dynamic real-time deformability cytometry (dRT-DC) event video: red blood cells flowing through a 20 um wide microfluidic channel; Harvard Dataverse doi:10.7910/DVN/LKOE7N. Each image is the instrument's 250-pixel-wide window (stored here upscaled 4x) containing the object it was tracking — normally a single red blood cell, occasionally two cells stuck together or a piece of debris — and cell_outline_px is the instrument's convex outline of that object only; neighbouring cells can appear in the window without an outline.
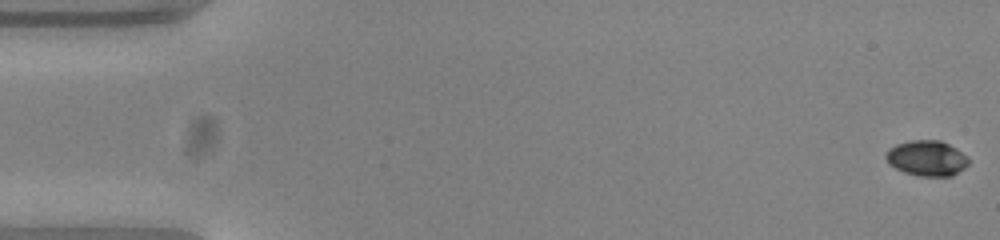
{"species": "common noctule bat (a hibernating species)", "species_latin": "Nyctalus noctula", "temperature_condition": "warm", "stored_images_in_passage": 54, "camera_frame_rate_fps": 3000, "um_per_image_px": 0.085, "animal": {"sex": "female", "body_mass_g": 23.0, "forearm_length_mm": 53.4}, "frame": {"image": 1, "passage_image": 1, "time_ms": 0.0, "image_size_px": [1000, 240], "cell_outline_px": [[968, 164], [964, 168], [952, 176], [920, 176], [904, 172], [888, 164], [884, 156], [888, 148], [896, 144], [912, 140], [940, 140], [956, 148], [968, 156]], "centroid_in_image_um": [78.76, 13.44], "position_along_channel_um": 6.2, "area_um2": 17.17}}
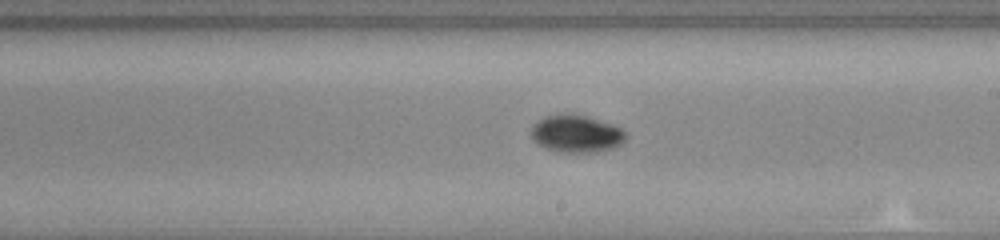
{"frame": {"image": 2, "passage_image": 31, "time_ms": 10.0, "image_size_px": [1000, 240], "cell_outline_px": [[628, 136], [616, 148], [596, 152], [560, 152], [548, 148], [532, 140], [532, 128], [544, 116], [572, 112], [588, 116], [612, 124], [620, 128]], "centroid_in_image_um": [49.03, 11.35], "position_along_channel_um": 240.0, "area_um2": 20.63}}
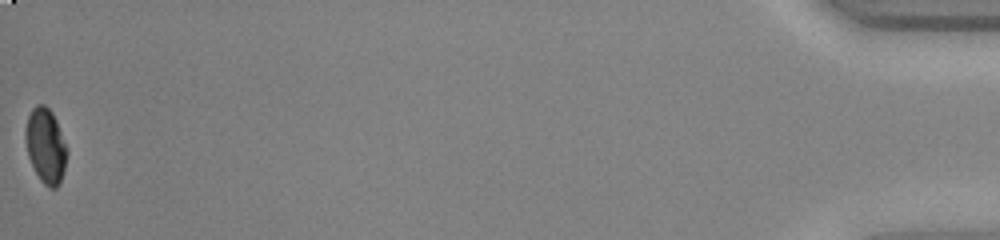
{"frame": {"image": 3, "passage_image": 54, "time_ms": 17.667, "image_size_px": [1000, 240], "cell_outline_px": [[68, 152], [64, 168], [60, 180], [56, 188], [48, 188], [40, 180], [28, 156], [24, 140], [24, 132], [28, 116], [32, 108], [36, 104], [44, 104], [52, 112], [56, 120]], "centroid_in_image_um": [3.85, 12.37], "position_along_channel_um": 431.3, "area_um2": 18.03}, "authors_computed_cell_mechanics": {"area_um2": 18.3804, "velocity_mm_per_s": 3.8442, "shape_relaxation_time_tau1_ms": 2.6674, "shape_relaxation_time_tau2_ms": null, "deformation_change_tau1": 0.1267, "deformation_change_tau2": null}}